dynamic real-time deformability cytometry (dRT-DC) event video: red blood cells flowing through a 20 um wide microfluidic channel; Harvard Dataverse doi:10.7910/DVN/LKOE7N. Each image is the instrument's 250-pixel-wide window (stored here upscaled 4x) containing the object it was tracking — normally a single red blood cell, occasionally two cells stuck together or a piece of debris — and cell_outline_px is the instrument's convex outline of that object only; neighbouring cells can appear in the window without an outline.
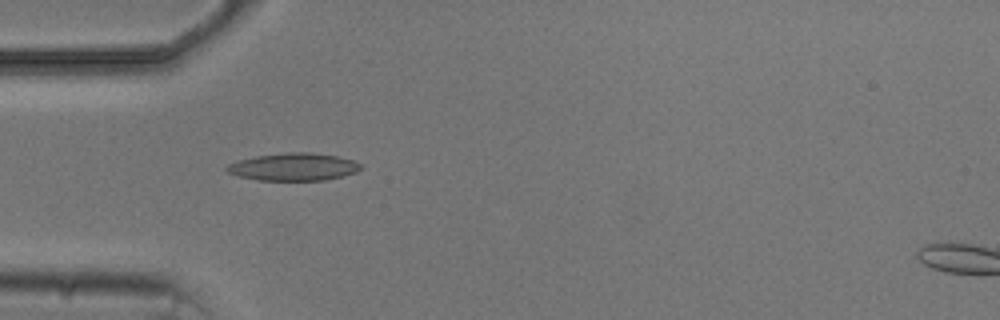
{"species": "common noctule bat (a hibernating species)", "species_latin": "Nyctalus noctula", "temperature_condition": "cold", "stored_images_in_passage": 8, "camera_frame_rate_fps": 3000, "um_per_image_px": 0.085, "animal": {"sex": "male", "body_mass_g": 20.5, "forearm_length_mm": 52.5}, "frame": {"image": 1, "passage_image": 4, "time_ms": 3.333, "image_size_px": [1000, 320], "cell_outline_px": [[364, 168], [356, 172], [324, 180], [260, 180], [240, 176], [228, 172], [224, 168], [228, 164], [240, 160], [256, 156], [284, 152], [312, 152], [336, 156], [352, 160], [360, 164]], "centroid_in_image_um": [24.96, 14.17], "position_along_channel_um": 60.0, "area_um2": 21.33}}
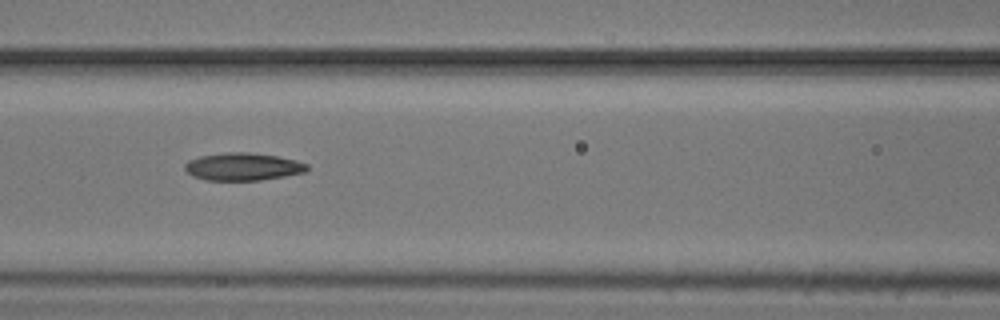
{"frame": {"image": 2, "passage_image": 6, "time_ms": 5.667, "image_size_px": [1000, 320], "cell_outline_px": [[308, 168], [304, 172], [284, 176], [260, 180], [204, 180], [192, 176], [184, 168], [184, 164], [188, 160], [200, 156], [228, 152], [248, 152], [276, 156], [296, 160], [308, 164]], "centroid_in_image_um": [20.62, 14.16], "position_along_channel_um": 146.0, "area_um2": 19.59}}
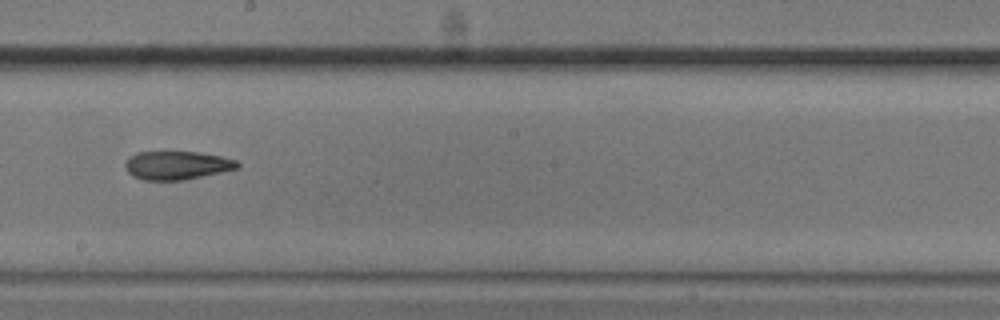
{"frame": {"image": 3, "passage_image": 8, "time_ms": 8.0, "image_size_px": [1000, 320], "cell_outline_px": [[240, 168], [184, 180], [140, 180], [132, 176], [124, 168], [124, 164], [128, 156], [136, 152], [200, 152], [220, 156], [236, 160], [240, 164]], "centroid_in_image_um": [15.0, 14.05], "position_along_channel_um": 233.2, "area_um2": 18.84}}